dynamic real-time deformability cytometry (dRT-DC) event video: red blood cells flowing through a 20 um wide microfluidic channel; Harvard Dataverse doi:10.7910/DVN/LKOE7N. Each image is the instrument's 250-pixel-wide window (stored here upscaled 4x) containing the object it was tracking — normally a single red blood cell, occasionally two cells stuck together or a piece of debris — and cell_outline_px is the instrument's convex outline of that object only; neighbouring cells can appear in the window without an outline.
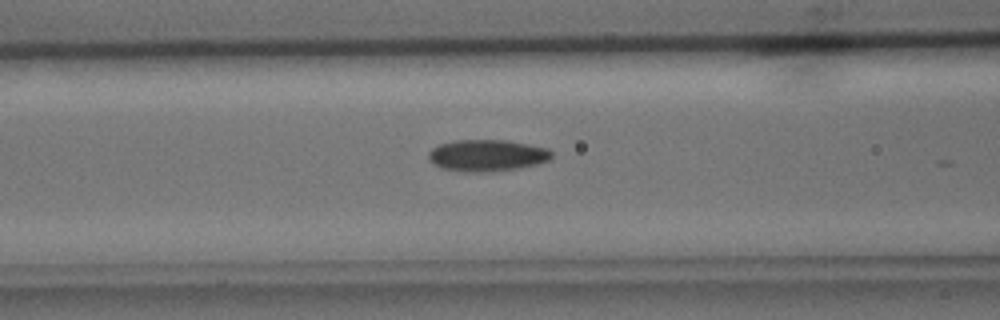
{"species": "common noctule bat (a hibernating species)", "species_latin": "Nyctalus noctula", "temperature_condition": "cold", "stored_images_in_passage": 8, "camera_frame_rate_fps": 3000, "um_per_image_px": 0.085, "animal": {"sex": "male", "body_mass_g": 15.6}, "frame": {"image": 1, "passage_image": 7, "time_ms": 2.0, "image_size_px": [1000, 320], "cell_outline_px": [[552, 156], [548, 160], [536, 164], [520, 168], [488, 172], [468, 172], [444, 168], [428, 160], [428, 152], [432, 148], [440, 144], [456, 140], [508, 140], [548, 148], [552, 152]], "centroid_in_image_um": [41.41, 13.2], "position_along_channel_um": 125.2, "area_um2": 22.66}}